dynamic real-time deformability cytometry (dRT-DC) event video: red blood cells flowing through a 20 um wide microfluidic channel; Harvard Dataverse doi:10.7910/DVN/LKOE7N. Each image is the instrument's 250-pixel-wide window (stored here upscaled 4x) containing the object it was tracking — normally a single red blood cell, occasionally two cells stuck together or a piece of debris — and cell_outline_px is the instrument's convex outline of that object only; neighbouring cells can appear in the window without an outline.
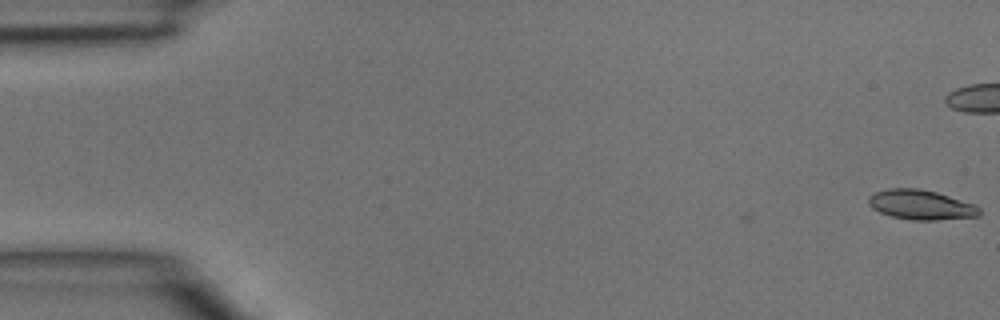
{"species": "common noctule bat (a hibernating species)", "species_latin": "Nyctalus noctula", "temperature_condition": "room temperature", "stored_images_in_passage": 2, "camera_frame_rate_fps": 3000, "um_per_image_px": 0.085, "animal": {"sex": "male", "body_mass_g": 15.6}, "frame": {"image": 1, "passage_image": 2, "time_ms": 0.333, "image_size_px": [1000, 320], "cell_outline_px": [[980, 216], [936, 220], [912, 220], [892, 216], [880, 212], [872, 208], [868, 204], [868, 196], [876, 192], [888, 188], [920, 188], [936, 192], [976, 204], [980, 208]], "centroid_in_image_um": [78.29, 17.4], "position_along_channel_um": 6.7, "area_um2": 19.31}}